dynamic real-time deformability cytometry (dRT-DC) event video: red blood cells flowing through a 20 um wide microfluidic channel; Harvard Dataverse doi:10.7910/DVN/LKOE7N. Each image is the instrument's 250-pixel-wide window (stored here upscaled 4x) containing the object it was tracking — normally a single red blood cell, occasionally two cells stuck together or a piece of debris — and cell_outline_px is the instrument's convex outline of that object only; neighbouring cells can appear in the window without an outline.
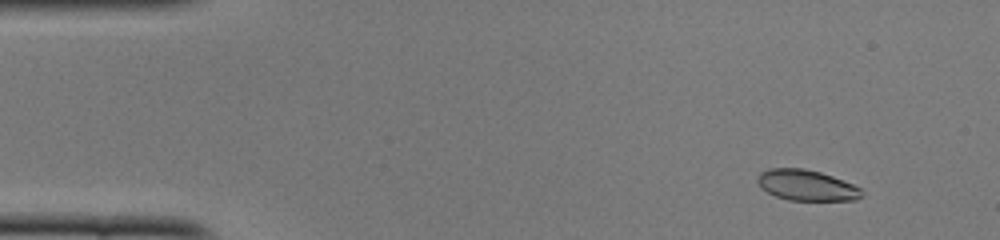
{"species": "common noctule bat (a hibernating species)", "species_latin": "Nyctalus noctula", "temperature_condition": "cold", "stored_images_in_passage": 51, "camera_frame_rate_fps": 3000, "um_per_image_px": 0.085, "animal": {"sex": "female", "body_mass_g": 22.0, "forearm_length_mm": 56.7}, "frame": {"image": 1, "passage_image": 5, "time_ms": 1.333, "image_size_px": [1000, 240], "cell_outline_px": [[864, 196], [856, 200], [788, 200], [776, 196], [760, 188], [756, 180], [760, 172], [768, 168], [804, 168], [820, 172], [832, 176], [852, 184], [860, 188], [864, 192]], "centroid_in_image_um": [68.55, 15.74], "position_along_channel_um": 16.5, "area_um2": 18.79}}
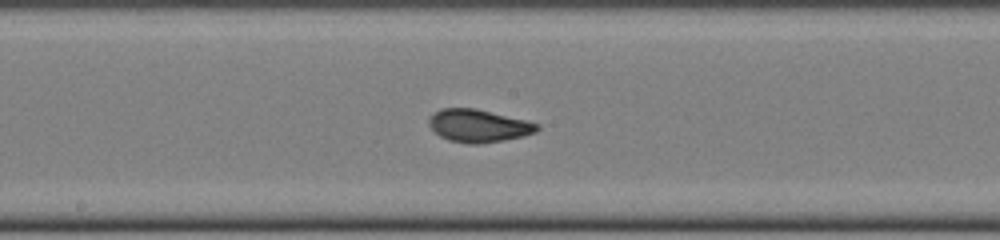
{"frame": {"image": 2, "passage_image": 27, "time_ms": 8.667, "image_size_px": [1000, 240], "cell_outline_px": [[540, 128], [536, 132], [524, 136], [504, 140], [480, 144], [468, 144], [448, 140], [440, 136], [428, 124], [428, 116], [440, 108], [476, 108], [540, 124]], "centroid_in_image_um": [40.65, 10.69], "position_along_channel_um": 207.5, "area_um2": 20.75}}
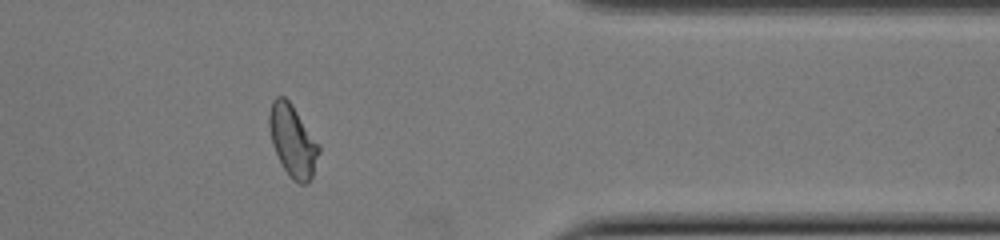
{"frame": {"image": 3, "passage_image": 42, "time_ms": 13.667, "image_size_px": [1000, 240], "cell_outline_px": [[320, 152], [312, 176], [308, 184], [300, 184], [292, 180], [288, 176], [272, 144], [268, 124], [268, 112], [272, 100], [276, 96], [284, 96], [292, 104], [320, 144]], "centroid_in_image_um": [24.88, 11.96], "position_along_channel_um": 386.5, "area_um2": 21.04}, "authors_computed_cell_mechanics": {"area_um2": 20.3456, "velocity_mm_per_s": 3.9285, "shape_relaxation_time_tau1_ms": 5.0029, "shape_relaxation_time_tau2_ms": 1.0777, "deformation_change_tau1": 0.1654, "deformation_change_tau2": 0.0432}}